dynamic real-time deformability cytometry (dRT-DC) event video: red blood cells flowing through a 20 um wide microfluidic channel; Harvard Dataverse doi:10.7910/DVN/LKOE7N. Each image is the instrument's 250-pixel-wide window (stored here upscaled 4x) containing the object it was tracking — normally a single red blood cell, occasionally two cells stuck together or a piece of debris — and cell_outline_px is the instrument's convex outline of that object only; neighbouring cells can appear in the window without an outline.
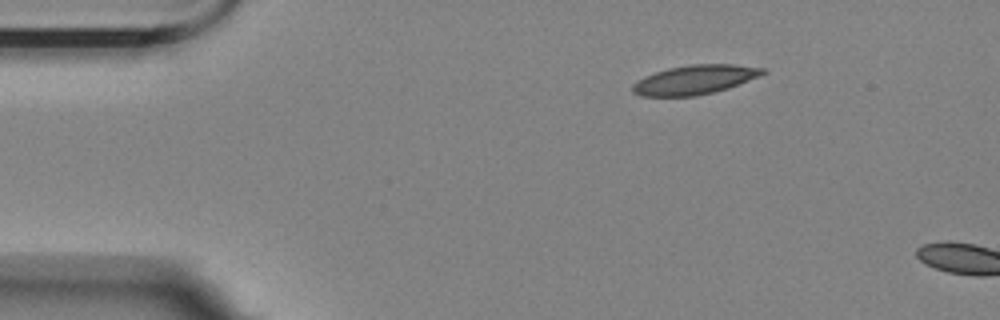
{"species": "Egyptian fruit bat (a non-hibernating species)", "species_latin": "Rousettus aegyptiacus", "temperature_condition": "room temperature", "stored_images_in_passage": 2, "camera_frame_rate_fps": 3000, "um_per_image_px": 0.085, "animal": {"sex": "female"}, "frame": {"image": 1, "passage_image": 1, "time_ms": 0.0, "image_size_px": [1000, 320], "cell_outline_px": [[768, 72], [760, 76], [728, 88], [696, 96], [640, 96], [632, 92], [632, 84], [644, 76], [668, 68], [692, 64], [732, 64], [768, 68]], "centroid_in_image_um": [59.08, 6.77], "position_along_channel_um": 25.9, "area_um2": 22.25}}